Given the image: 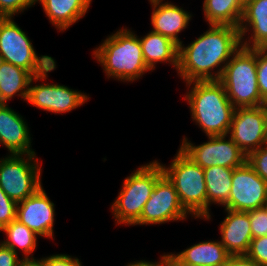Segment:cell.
Masks as SVG:
<instances>
[{
	"label": "cell",
	"instance_id": "28",
	"mask_svg": "<svg viewBox=\"0 0 267 266\" xmlns=\"http://www.w3.org/2000/svg\"><path fill=\"white\" fill-rule=\"evenodd\" d=\"M245 255L259 266H267V235L253 238Z\"/></svg>",
	"mask_w": 267,
	"mask_h": 266
},
{
	"label": "cell",
	"instance_id": "36",
	"mask_svg": "<svg viewBox=\"0 0 267 266\" xmlns=\"http://www.w3.org/2000/svg\"><path fill=\"white\" fill-rule=\"evenodd\" d=\"M126 266H160V262H152L145 259L144 260H136L134 262L128 263Z\"/></svg>",
	"mask_w": 267,
	"mask_h": 266
},
{
	"label": "cell",
	"instance_id": "5",
	"mask_svg": "<svg viewBox=\"0 0 267 266\" xmlns=\"http://www.w3.org/2000/svg\"><path fill=\"white\" fill-rule=\"evenodd\" d=\"M219 81L235 108L266 105L258 89L256 48L241 46L225 65Z\"/></svg>",
	"mask_w": 267,
	"mask_h": 266
},
{
	"label": "cell",
	"instance_id": "6",
	"mask_svg": "<svg viewBox=\"0 0 267 266\" xmlns=\"http://www.w3.org/2000/svg\"><path fill=\"white\" fill-rule=\"evenodd\" d=\"M164 174L173 183L184 209L195 219L208 217L204 170L180 148L169 166L162 164Z\"/></svg>",
	"mask_w": 267,
	"mask_h": 266
},
{
	"label": "cell",
	"instance_id": "16",
	"mask_svg": "<svg viewBox=\"0 0 267 266\" xmlns=\"http://www.w3.org/2000/svg\"><path fill=\"white\" fill-rule=\"evenodd\" d=\"M152 5L151 25L155 33L170 38L178 46L183 43L179 33L184 31L192 19V14L183 7L165 0H148ZM164 1V2H163Z\"/></svg>",
	"mask_w": 267,
	"mask_h": 266
},
{
	"label": "cell",
	"instance_id": "37",
	"mask_svg": "<svg viewBox=\"0 0 267 266\" xmlns=\"http://www.w3.org/2000/svg\"><path fill=\"white\" fill-rule=\"evenodd\" d=\"M160 266H178L175 262H173L167 255L164 253L160 257Z\"/></svg>",
	"mask_w": 267,
	"mask_h": 266
},
{
	"label": "cell",
	"instance_id": "38",
	"mask_svg": "<svg viewBox=\"0 0 267 266\" xmlns=\"http://www.w3.org/2000/svg\"><path fill=\"white\" fill-rule=\"evenodd\" d=\"M254 0H238L239 4L244 8L246 5L251 3Z\"/></svg>",
	"mask_w": 267,
	"mask_h": 266
},
{
	"label": "cell",
	"instance_id": "20",
	"mask_svg": "<svg viewBox=\"0 0 267 266\" xmlns=\"http://www.w3.org/2000/svg\"><path fill=\"white\" fill-rule=\"evenodd\" d=\"M92 0H38L49 22L64 32L86 15Z\"/></svg>",
	"mask_w": 267,
	"mask_h": 266
},
{
	"label": "cell",
	"instance_id": "27",
	"mask_svg": "<svg viewBox=\"0 0 267 266\" xmlns=\"http://www.w3.org/2000/svg\"><path fill=\"white\" fill-rule=\"evenodd\" d=\"M246 162L267 182V144L249 153Z\"/></svg>",
	"mask_w": 267,
	"mask_h": 266
},
{
	"label": "cell",
	"instance_id": "13",
	"mask_svg": "<svg viewBox=\"0 0 267 266\" xmlns=\"http://www.w3.org/2000/svg\"><path fill=\"white\" fill-rule=\"evenodd\" d=\"M266 199L267 182L247 162L234 168L232 187L224 209L248 212L265 207Z\"/></svg>",
	"mask_w": 267,
	"mask_h": 266
},
{
	"label": "cell",
	"instance_id": "25",
	"mask_svg": "<svg viewBox=\"0 0 267 266\" xmlns=\"http://www.w3.org/2000/svg\"><path fill=\"white\" fill-rule=\"evenodd\" d=\"M0 232H4L6 235V239L0 241L2 245L10 248L17 254H19L18 251L21 250L23 253L22 259L34 258L32 254L38 246L37 237L39 236L26 225L15 219L10 224L3 227Z\"/></svg>",
	"mask_w": 267,
	"mask_h": 266
},
{
	"label": "cell",
	"instance_id": "39",
	"mask_svg": "<svg viewBox=\"0 0 267 266\" xmlns=\"http://www.w3.org/2000/svg\"><path fill=\"white\" fill-rule=\"evenodd\" d=\"M30 1L35 5L38 0H30Z\"/></svg>",
	"mask_w": 267,
	"mask_h": 266
},
{
	"label": "cell",
	"instance_id": "17",
	"mask_svg": "<svg viewBox=\"0 0 267 266\" xmlns=\"http://www.w3.org/2000/svg\"><path fill=\"white\" fill-rule=\"evenodd\" d=\"M224 210L227 214L219 225L221 244L230 255H245L253 239L249 211Z\"/></svg>",
	"mask_w": 267,
	"mask_h": 266
},
{
	"label": "cell",
	"instance_id": "23",
	"mask_svg": "<svg viewBox=\"0 0 267 266\" xmlns=\"http://www.w3.org/2000/svg\"><path fill=\"white\" fill-rule=\"evenodd\" d=\"M203 170L208 203V217L205 220L208 221L211 220L210 206L212 203L223 207L228 202L234 169L216 165Z\"/></svg>",
	"mask_w": 267,
	"mask_h": 266
},
{
	"label": "cell",
	"instance_id": "1",
	"mask_svg": "<svg viewBox=\"0 0 267 266\" xmlns=\"http://www.w3.org/2000/svg\"><path fill=\"white\" fill-rule=\"evenodd\" d=\"M240 47L237 27L209 25V29L190 44L178 46L176 72L185 83L220 80L225 65Z\"/></svg>",
	"mask_w": 267,
	"mask_h": 266
},
{
	"label": "cell",
	"instance_id": "33",
	"mask_svg": "<svg viewBox=\"0 0 267 266\" xmlns=\"http://www.w3.org/2000/svg\"><path fill=\"white\" fill-rule=\"evenodd\" d=\"M22 258L0 243V266H20Z\"/></svg>",
	"mask_w": 267,
	"mask_h": 266
},
{
	"label": "cell",
	"instance_id": "34",
	"mask_svg": "<svg viewBox=\"0 0 267 266\" xmlns=\"http://www.w3.org/2000/svg\"><path fill=\"white\" fill-rule=\"evenodd\" d=\"M225 266H259L246 255H230Z\"/></svg>",
	"mask_w": 267,
	"mask_h": 266
},
{
	"label": "cell",
	"instance_id": "12",
	"mask_svg": "<svg viewBox=\"0 0 267 266\" xmlns=\"http://www.w3.org/2000/svg\"><path fill=\"white\" fill-rule=\"evenodd\" d=\"M228 136L246 156L267 144V104L235 108Z\"/></svg>",
	"mask_w": 267,
	"mask_h": 266
},
{
	"label": "cell",
	"instance_id": "7",
	"mask_svg": "<svg viewBox=\"0 0 267 266\" xmlns=\"http://www.w3.org/2000/svg\"><path fill=\"white\" fill-rule=\"evenodd\" d=\"M14 17H0V60L29 71L33 76L45 73L55 63L48 55H41Z\"/></svg>",
	"mask_w": 267,
	"mask_h": 266
},
{
	"label": "cell",
	"instance_id": "18",
	"mask_svg": "<svg viewBox=\"0 0 267 266\" xmlns=\"http://www.w3.org/2000/svg\"><path fill=\"white\" fill-rule=\"evenodd\" d=\"M238 29L241 46L267 48V0H254L246 5ZM246 34L251 36L245 37Z\"/></svg>",
	"mask_w": 267,
	"mask_h": 266
},
{
	"label": "cell",
	"instance_id": "29",
	"mask_svg": "<svg viewBox=\"0 0 267 266\" xmlns=\"http://www.w3.org/2000/svg\"><path fill=\"white\" fill-rule=\"evenodd\" d=\"M251 234L253 238L267 235V209L265 207L249 211Z\"/></svg>",
	"mask_w": 267,
	"mask_h": 266
},
{
	"label": "cell",
	"instance_id": "22",
	"mask_svg": "<svg viewBox=\"0 0 267 266\" xmlns=\"http://www.w3.org/2000/svg\"><path fill=\"white\" fill-rule=\"evenodd\" d=\"M33 77L29 71L0 60V104H7L15 96L27 101Z\"/></svg>",
	"mask_w": 267,
	"mask_h": 266
},
{
	"label": "cell",
	"instance_id": "31",
	"mask_svg": "<svg viewBox=\"0 0 267 266\" xmlns=\"http://www.w3.org/2000/svg\"><path fill=\"white\" fill-rule=\"evenodd\" d=\"M32 6L30 0H0V17H14Z\"/></svg>",
	"mask_w": 267,
	"mask_h": 266
},
{
	"label": "cell",
	"instance_id": "35",
	"mask_svg": "<svg viewBox=\"0 0 267 266\" xmlns=\"http://www.w3.org/2000/svg\"><path fill=\"white\" fill-rule=\"evenodd\" d=\"M20 266H46V264L42 258H26L22 259Z\"/></svg>",
	"mask_w": 267,
	"mask_h": 266
},
{
	"label": "cell",
	"instance_id": "15",
	"mask_svg": "<svg viewBox=\"0 0 267 266\" xmlns=\"http://www.w3.org/2000/svg\"><path fill=\"white\" fill-rule=\"evenodd\" d=\"M30 128L18 112L8 104H0V145L5 146L10 155L34 154L31 148Z\"/></svg>",
	"mask_w": 267,
	"mask_h": 266
},
{
	"label": "cell",
	"instance_id": "11",
	"mask_svg": "<svg viewBox=\"0 0 267 266\" xmlns=\"http://www.w3.org/2000/svg\"><path fill=\"white\" fill-rule=\"evenodd\" d=\"M189 215L182 206L173 183L163 174L157 180L153 193L145 203L140 218L132 226L184 221L188 219Z\"/></svg>",
	"mask_w": 267,
	"mask_h": 266
},
{
	"label": "cell",
	"instance_id": "32",
	"mask_svg": "<svg viewBox=\"0 0 267 266\" xmlns=\"http://www.w3.org/2000/svg\"><path fill=\"white\" fill-rule=\"evenodd\" d=\"M42 259L46 266H83L79 258L68 254H54Z\"/></svg>",
	"mask_w": 267,
	"mask_h": 266
},
{
	"label": "cell",
	"instance_id": "3",
	"mask_svg": "<svg viewBox=\"0 0 267 266\" xmlns=\"http://www.w3.org/2000/svg\"><path fill=\"white\" fill-rule=\"evenodd\" d=\"M92 53L108 79L135 82L153 72L144 61L139 36L126 27L109 35Z\"/></svg>",
	"mask_w": 267,
	"mask_h": 266
},
{
	"label": "cell",
	"instance_id": "9",
	"mask_svg": "<svg viewBox=\"0 0 267 266\" xmlns=\"http://www.w3.org/2000/svg\"><path fill=\"white\" fill-rule=\"evenodd\" d=\"M56 63L45 73L34 76L30 82L27 103L54 114H64L79 108L90 98L86 93L61 84L44 83L48 73L56 69ZM43 81L33 85V82Z\"/></svg>",
	"mask_w": 267,
	"mask_h": 266
},
{
	"label": "cell",
	"instance_id": "26",
	"mask_svg": "<svg viewBox=\"0 0 267 266\" xmlns=\"http://www.w3.org/2000/svg\"><path fill=\"white\" fill-rule=\"evenodd\" d=\"M256 62L258 89L267 104V48H256Z\"/></svg>",
	"mask_w": 267,
	"mask_h": 266
},
{
	"label": "cell",
	"instance_id": "30",
	"mask_svg": "<svg viewBox=\"0 0 267 266\" xmlns=\"http://www.w3.org/2000/svg\"><path fill=\"white\" fill-rule=\"evenodd\" d=\"M17 202L10 199L0 188V230L16 219Z\"/></svg>",
	"mask_w": 267,
	"mask_h": 266
},
{
	"label": "cell",
	"instance_id": "2",
	"mask_svg": "<svg viewBox=\"0 0 267 266\" xmlns=\"http://www.w3.org/2000/svg\"><path fill=\"white\" fill-rule=\"evenodd\" d=\"M187 86L183 100L188 103L192 121L207 136L228 135L235 107L223 84L219 80H208L188 82Z\"/></svg>",
	"mask_w": 267,
	"mask_h": 266
},
{
	"label": "cell",
	"instance_id": "8",
	"mask_svg": "<svg viewBox=\"0 0 267 266\" xmlns=\"http://www.w3.org/2000/svg\"><path fill=\"white\" fill-rule=\"evenodd\" d=\"M36 153L0 158V188L17 203L42 186L41 167Z\"/></svg>",
	"mask_w": 267,
	"mask_h": 266
},
{
	"label": "cell",
	"instance_id": "21",
	"mask_svg": "<svg viewBox=\"0 0 267 266\" xmlns=\"http://www.w3.org/2000/svg\"><path fill=\"white\" fill-rule=\"evenodd\" d=\"M146 65L153 71L157 63H169L177 71L178 45L170 38L150 31L139 37Z\"/></svg>",
	"mask_w": 267,
	"mask_h": 266
},
{
	"label": "cell",
	"instance_id": "4",
	"mask_svg": "<svg viewBox=\"0 0 267 266\" xmlns=\"http://www.w3.org/2000/svg\"><path fill=\"white\" fill-rule=\"evenodd\" d=\"M164 174L161 163L153 160L124 178L122 188L111 205L116 225H133L141 216L157 180Z\"/></svg>",
	"mask_w": 267,
	"mask_h": 266
},
{
	"label": "cell",
	"instance_id": "19",
	"mask_svg": "<svg viewBox=\"0 0 267 266\" xmlns=\"http://www.w3.org/2000/svg\"><path fill=\"white\" fill-rule=\"evenodd\" d=\"M166 255L178 266H225L230 256L219 240L201 241Z\"/></svg>",
	"mask_w": 267,
	"mask_h": 266
},
{
	"label": "cell",
	"instance_id": "14",
	"mask_svg": "<svg viewBox=\"0 0 267 266\" xmlns=\"http://www.w3.org/2000/svg\"><path fill=\"white\" fill-rule=\"evenodd\" d=\"M55 215V204L49 199L43 186L17 203L16 220L26 225L39 238H54Z\"/></svg>",
	"mask_w": 267,
	"mask_h": 266
},
{
	"label": "cell",
	"instance_id": "24",
	"mask_svg": "<svg viewBox=\"0 0 267 266\" xmlns=\"http://www.w3.org/2000/svg\"><path fill=\"white\" fill-rule=\"evenodd\" d=\"M202 6L208 25L239 27L243 7L238 0H204Z\"/></svg>",
	"mask_w": 267,
	"mask_h": 266
},
{
	"label": "cell",
	"instance_id": "10",
	"mask_svg": "<svg viewBox=\"0 0 267 266\" xmlns=\"http://www.w3.org/2000/svg\"><path fill=\"white\" fill-rule=\"evenodd\" d=\"M180 149L202 169L216 165L234 169L247 160L245 153L228 135L208 136V141L199 145L184 136Z\"/></svg>",
	"mask_w": 267,
	"mask_h": 266
}]
</instances>
